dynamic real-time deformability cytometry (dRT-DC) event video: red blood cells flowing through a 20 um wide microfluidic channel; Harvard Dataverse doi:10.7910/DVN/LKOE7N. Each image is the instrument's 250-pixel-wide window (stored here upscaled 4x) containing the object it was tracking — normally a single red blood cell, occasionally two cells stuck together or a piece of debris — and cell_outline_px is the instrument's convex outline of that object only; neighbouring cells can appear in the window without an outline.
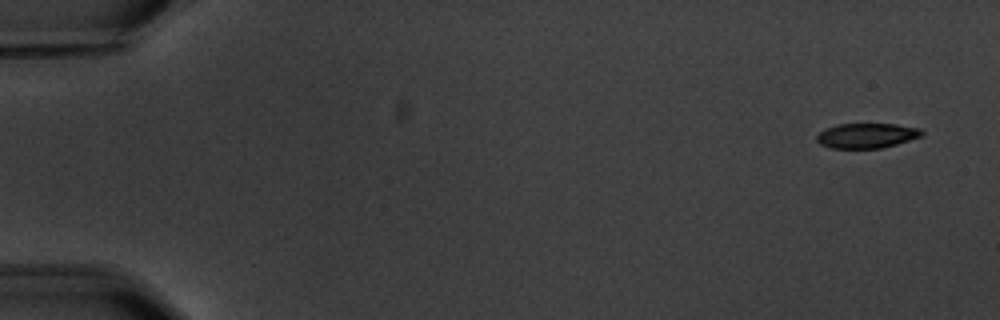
{"species": "common noctule bat (a hibernating species)", "species_latin": "Nyctalus noctula", "temperature_condition": "warm", "stored_images_in_passage": 15, "camera_frame_rate_fps": 3000, "um_per_image_px": 0.085, "animal": {"sex": "male", "body_mass_g": 20.1, "forearm_length_mm": 53.5}, "frame": {"image": 1, "passage_image": 1, "time_ms": 0.0, "image_size_px": [1000, 320], "cell_outline_px": [[924, 132], [920, 136], [896, 144], [880, 148], [832, 148], [820, 144], [816, 140], [816, 136], [820, 132], [836, 124], [896, 124], [920, 128]], "centroid_in_image_um": [73.66, 11.52], "position_along_channel_um": 11.3, "area_um2": 15.09}}
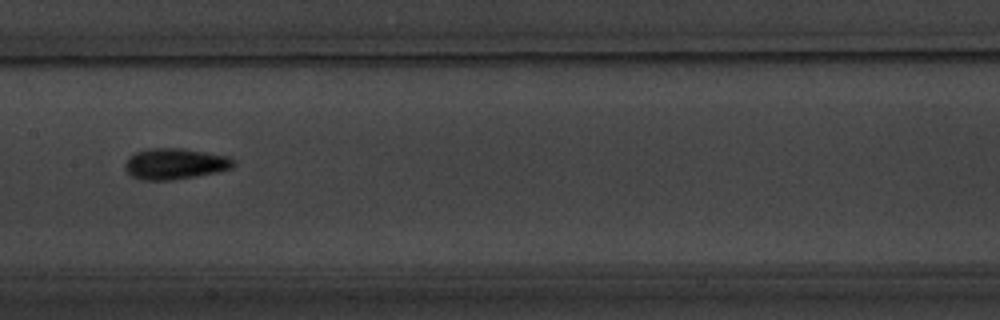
{"frame": {"image": 2, "passage_image": 8, "time_ms": 9.0, "image_size_px": [1000, 320], "cell_outline_px": [[236, 164], [232, 168], [216, 172], [196, 176], [172, 180], [140, 180], [132, 176], [124, 168], [124, 164], [136, 152], [152, 148], [184, 148], [228, 156]], "centroid_in_image_um": [14.88, 13.92], "position_along_channel_um": 192.5, "area_um2": 19.48}}
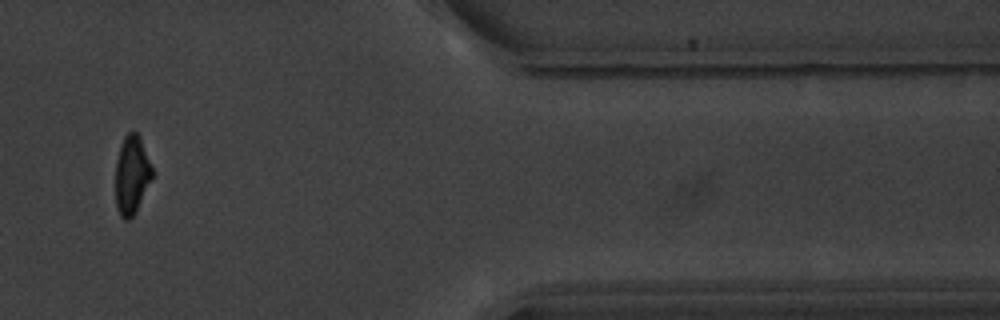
{"frame": {"image": 3, "passage_image": 13, "time_ms": 15.667, "image_size_px": [1000, 320], "cell_outline_px": [[156, 172], [136, 212], [128, 220], [124, 220], [120, 216], [116, 208], [116, 160], [120, 144], [124, 136], [132, 128], [140, 136]], "centroid_in_image_um": [11.24, 14.83], "position_along_channel_um": 400.2, "area_um2": 17.51}, "authors_computed_cell_mechanics": {"area_um2": 17.2822, "velocity_mm_per_s": 3.5865, "shape_relaxation_time_tau1_ms": 2.4382, "shape_relaxation_time_tau2_ms": 1.7981, "deformation_change_tau1": 0.1216, "deformation_change_tau2": 0.0599}}